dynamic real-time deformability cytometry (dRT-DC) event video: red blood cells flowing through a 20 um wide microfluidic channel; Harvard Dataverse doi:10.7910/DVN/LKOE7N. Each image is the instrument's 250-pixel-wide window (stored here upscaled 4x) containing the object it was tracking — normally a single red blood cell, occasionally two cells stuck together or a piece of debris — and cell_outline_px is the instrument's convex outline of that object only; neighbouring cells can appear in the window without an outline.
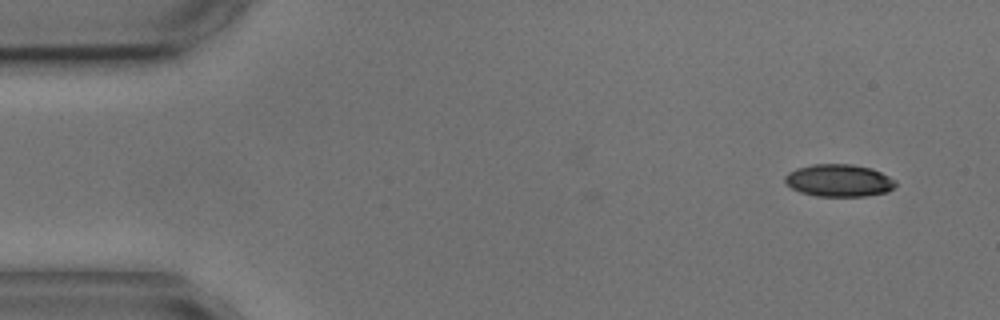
{"species": "common noctule bat (a hibernating species)", "species_latin": "Nyctalus noctula", "temperature_condition": "cold", "stored_images_in_passage": 4, "camera_frame_rate_fps": 3000, "um_per_image_px": 0.085, "animal": {"sex": "male", "body_mass_g": 17.9, "forearm_length_mm": 54.2}, "frame": {"image": 1, "passage_image": 1, "time_ms": 0.0, "image_size_px": [1000, 320], "cell_outline_px": [[896, 184], [888, 192], [864, 196], [816, 196], [800, 192], [792, 188], [784, 180], [784, 176], [788, 172], [796, 168], [812, 164], [852, 164], [872, 168], [896, 180]], "centroid_in_image_um": [71.3, 15.33], "position_along_channel_um": 13.7, "area_um2": 20.92}}
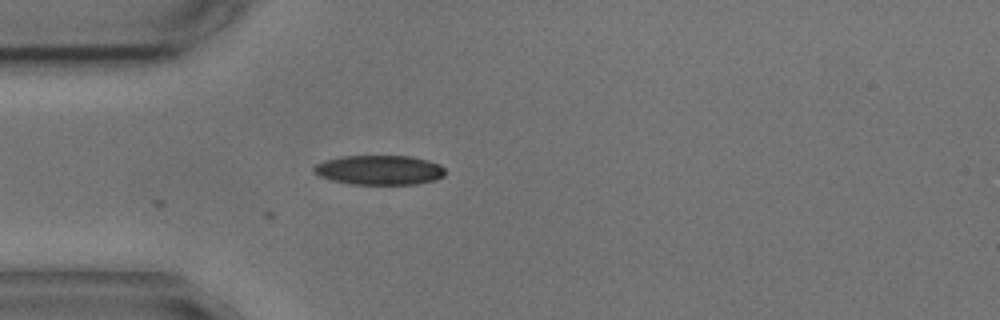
{"frame": {"image": 2, "passage_image": 4, "time_ms": 3.667, "image_size_px": [1000, 320], "cell_outline_px": [[444, 176], [436, 180], [416, 184], [352, 184], [332, 180], [320, 176], [312, 172], [312, 168], [316, 164], [324, 160], [340, 156], [408, 156], [428, 160], [440, 164], [444, 168]], "centroid_in_image_um": [32.23, 14.45], "position_along_channel_um": 52.8, "area_um2": 22.72}}